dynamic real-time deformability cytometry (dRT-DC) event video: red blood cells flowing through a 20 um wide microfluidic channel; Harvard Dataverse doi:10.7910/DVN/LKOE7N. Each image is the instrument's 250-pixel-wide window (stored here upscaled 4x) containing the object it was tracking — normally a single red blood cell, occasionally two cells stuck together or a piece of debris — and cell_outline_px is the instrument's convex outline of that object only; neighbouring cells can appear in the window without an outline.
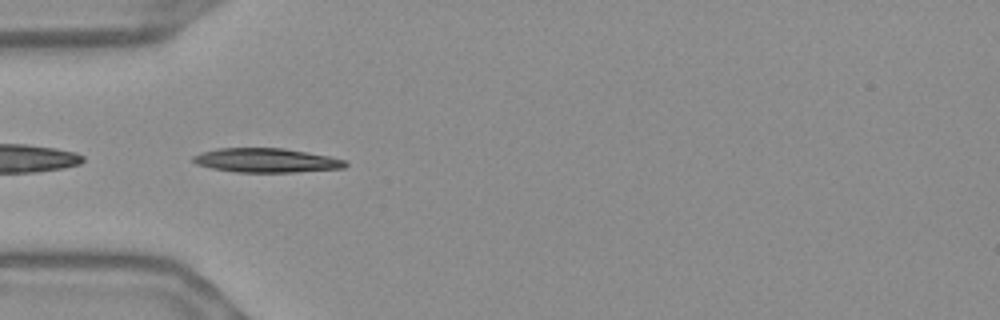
{"species": "Egyptian fruit bat (a non-hibernating species)", "species_latin": "Rousettus aegyptiacus", "temperature_condition": "warm", "stored_images_in_passage": 39, "camera_frame_rate_fps": 3000, "um_per_image_px": 0.085, "frame": {"image": 1, "passage_image": 1, "time_ms": 0.0, "image_size_px": [1000, 320], "cell_outline_px": [[348, 164], [344, 168], [296, 172], [236, 172], [212, 168], [196, 164], [192, 160], [192, 156], [200, 152], [220, 148], [284, 148], [328, 156], [344, 160]], "centroid_in_image_um": [22.61, 13.63], "position_along_channel_um": 62.4, "area_um2": 21.39}}
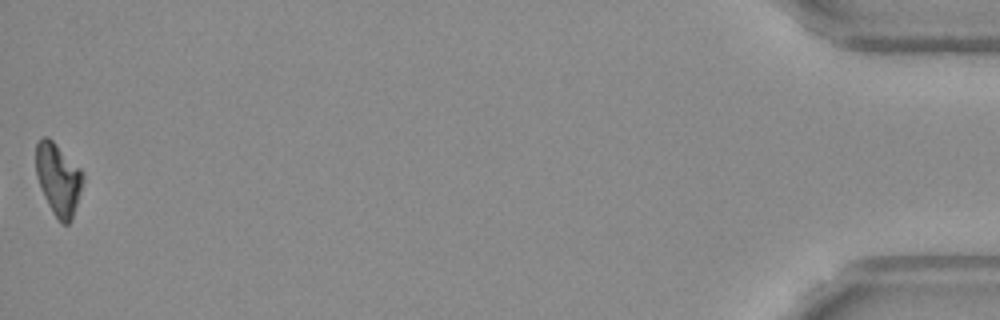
{"frame": {"image": 2, "passage_image": 39, "time_ms": 12.667, "image_size_px": [1000, 320], "cell_outline_px": [[84, 180], [72, 220], [68, 224], [64, 224], [52, 212], [44, 196], [36, 176], [36, 144], [44, 136], [48, 136], [84, 172]], "centroid_in_image_um": [4.96, 15.22], "position_along_channel_um": 430.2, "area_um2": 19.59}, "authors_computed_cell_mechanics": {"area_um2": 20.9236, "velocity_mm_per_s": 3.6818, "shape_relaxation_time_tau1_ms": 3.0668, "shape_relaxation_time_tau2_ms": 2.9014, "deformation_change_tau1": 0.1988, "deformation_change_tau2": 0.1156}}